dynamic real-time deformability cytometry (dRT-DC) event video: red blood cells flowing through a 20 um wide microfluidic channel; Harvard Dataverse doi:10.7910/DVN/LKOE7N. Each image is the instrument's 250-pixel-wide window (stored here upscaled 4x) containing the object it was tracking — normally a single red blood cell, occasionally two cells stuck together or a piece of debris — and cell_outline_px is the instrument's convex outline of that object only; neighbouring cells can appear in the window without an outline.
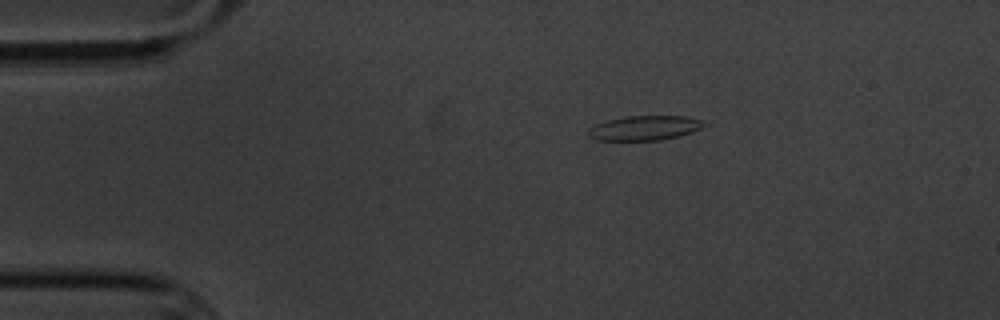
{"species": "common noctule bat (a hibernating species)", "species_latin": "Nyctalus noctula", "temperature_condition": "cold", "stored_images_in_passage": 3, "camera_frame_rate_fps": 3000, "um_per_image_px": 0.085, "animal": {"sex": "male", "body_mass_g": 20.1, "forearm_length_mm": 53.5}, "frame": {"image": 1, "passage_image": 2, "time_ms": 1.333, "image_size_px": [1000, 320], "cell_outline_px": [[708, 124], [692, 132], [680, 136], [660, 140], [596, 140], [588, 136], [588, 128], [604, 120], [624, 116], [684, 116], [700, 120]], "centroid_in_image_um": [54.75, 10.87], "position_along_channel_um": 30.2, "area_um2": 16.7}}